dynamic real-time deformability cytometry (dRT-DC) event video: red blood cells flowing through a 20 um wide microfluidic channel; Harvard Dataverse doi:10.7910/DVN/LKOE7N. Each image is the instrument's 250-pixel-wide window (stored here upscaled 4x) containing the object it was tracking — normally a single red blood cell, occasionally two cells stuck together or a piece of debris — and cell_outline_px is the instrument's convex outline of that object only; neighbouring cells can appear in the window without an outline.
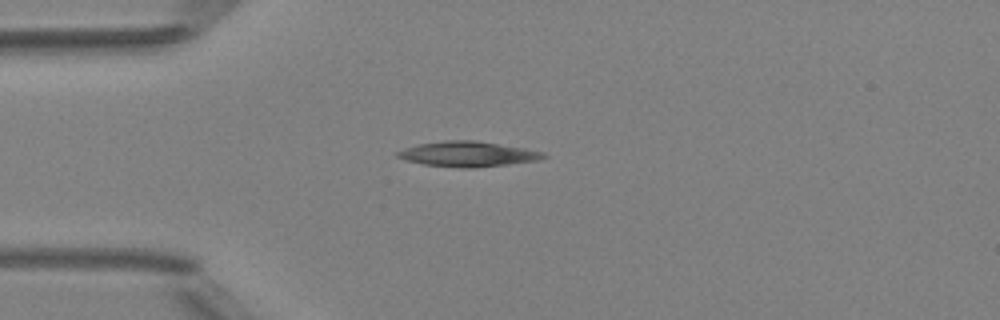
{"species": "Egyptian fruit bat (a non-hibernating species)", "species_latin": "Rousettus aegyptiacus", "temperature_condition": "room temperature", "stored_images_in_passage": 3, "camera_frame_rate_fps": 3000, "um_per_image_px": 0.085, "animal": {"sex": "female"}, "frame": {"image": 1, "passage_image": 3, "time_ms": 2.333, "image_size_px": [1000, 320], "cell_outline_px": [[548, 156], [540, 160], [508, 164], [472, 168], [460, 168], [424, 164], [404, 160], [396, 156], [396, 152], [404, 148], [420, 144], [444, 140], [476, 140], [524, 148], [544, 152]], "centroid_in_image_um": [39.77, 13.09], "position_along_channel_um": 45.2, "area_um2": 21.44}}